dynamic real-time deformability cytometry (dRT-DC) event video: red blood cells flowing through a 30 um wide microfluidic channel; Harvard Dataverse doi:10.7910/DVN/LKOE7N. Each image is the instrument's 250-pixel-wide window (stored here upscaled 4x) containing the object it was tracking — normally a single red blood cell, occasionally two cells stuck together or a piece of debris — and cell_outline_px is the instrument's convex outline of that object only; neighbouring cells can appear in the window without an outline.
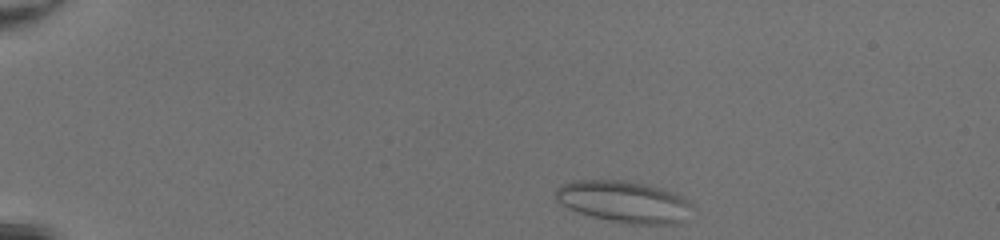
{"species": "common noctule bat (a hibernating species)", "species_latin": "Nyctalus noctula", "temperature_condition": "room temperature", "stored_images_in_passage": 41, "camera_frame_rate_fps": 3000, "um_per_image_px": 0.085, "animal": {"sex": "female", "body_mass_g": 20.0, "forearm_length_mm": 54.0}, "frame": {"image": 1, "passage_image": 1, "time_ms": 0.0, "image_size_px": [1000, 240], "cell_outline_px": [[696, 208], [680, 224], [628, 224], [608, 220], [576, 212], [560, 204], [556, 200], [556, 188], [572, 180], [628, 180], [648, 184], [684, 196]], "centroid_in_image_um": [53.09, 17.15], "position_along_channel_um": 31.9, "area_um2": 33.7}}
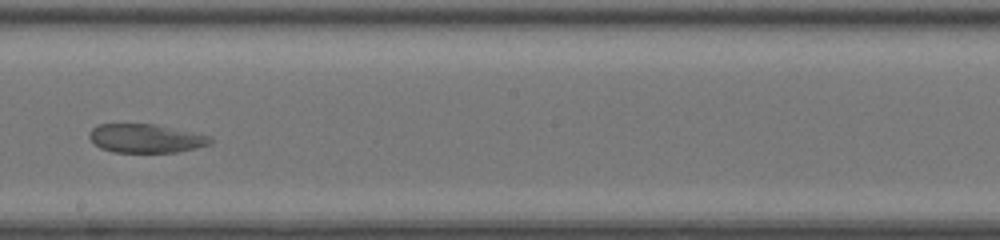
{"frame": {"image": 2, "passage_image": 22, "time_ms": 7.0, "image_size_px": [1000, 240], "cell_outline_px": [[212, 144], [196, 148], [176, 152], [112, 152], [100, 148], [88, 136], [88, 132], [96, 124], [156, 124], [212, 136]], "centroid_in_image_um": [12.4, 11.76], "position_along_channel_um": 235.8, "area_um2": 20.4}}
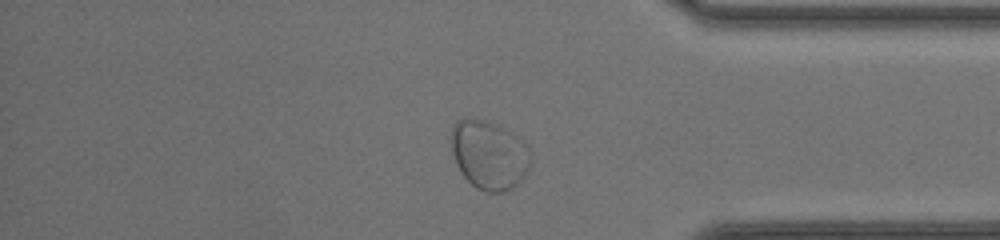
{"frame": {"image": 3, "passage_image": 34, "time_ms": 11.0, "image_size_px": [1000, 240], "cell_outline_px": [[528, 172], [512, 188], [504, 192], [484, 192], [476, 188], [460, 172], [456, 164], [448, 140], [452, 124], [456, 120], [464, 116], [472, 116], [500, 124], [524, 140], [528, 148]], "centroid_in_image_um": [41.5, 13.09], "position_along_channel_um": 393.7, "area_um2": 32.77}}